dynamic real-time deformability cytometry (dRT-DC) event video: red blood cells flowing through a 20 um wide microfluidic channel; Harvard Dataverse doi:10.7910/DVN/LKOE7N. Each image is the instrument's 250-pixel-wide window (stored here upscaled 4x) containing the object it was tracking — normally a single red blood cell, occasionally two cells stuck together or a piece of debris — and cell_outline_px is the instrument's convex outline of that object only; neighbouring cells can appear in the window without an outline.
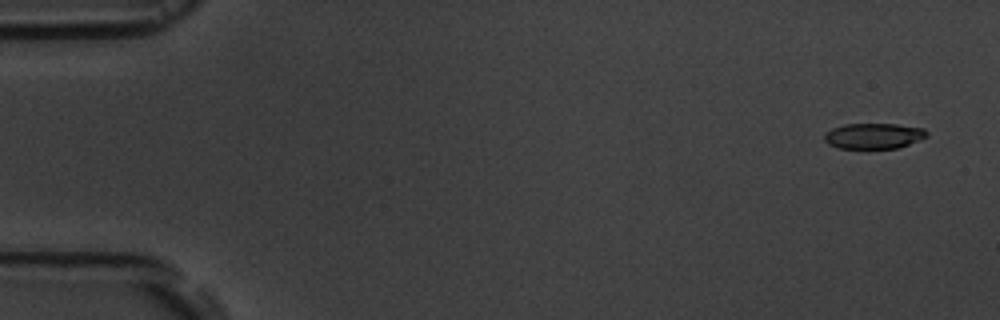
{"species": "common noctule bat (a hibernating species)", "species_latin": "Nyctalus noctula", "temperature_condition": "room temperature", "stored_images_in_passage": 5, "camera_frame_rate_fps": 3000, "um_per_image_px": 0.085, "animal": {"sex": "male", "body_mass_g": 19.5, "forearm_length_mm": 54.6}, "frame": {"image": 1, "passage_image": 1, "time_ms": 0.0, "image_size_px": [1000, 320], "cell_outline_px": [[928, 136], [920, 140], [896, 148], [840, 148], [828, 144], [824, 140], [824, 132], [832, 128], [844, 124], [896, 124], [924, 128], [928, 132]], "centroid_in_image_um": [74.25, 11.54], "position_along_channel_um": 10.7, "area_um2": 15.32}}
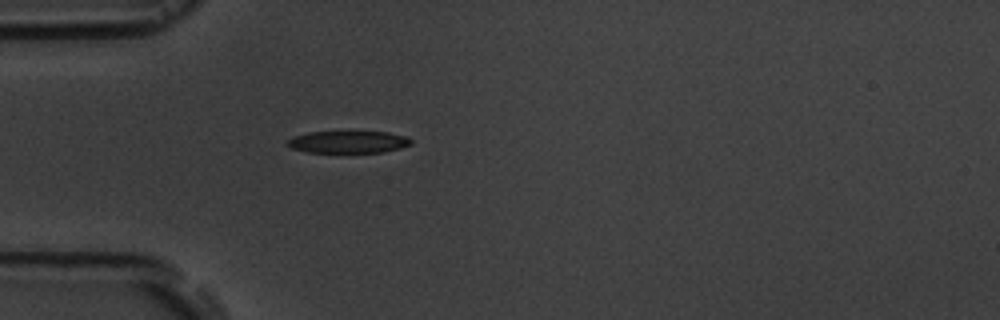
{"frame": {"image": 2, "passage_image": 5, "time_ms": 4.667, "image_size_px": [1000, 320], "cell_outline_px": [[412, 144], [400, 148], [384, 152], [308, 152], [292, 148], [284, 144], [292, 136], [308, 132], [388, 132], [408, 136], [412, 140]], "centroid_in_image_um": [29.61, 12.06], "position_along_channel_um": 55.4, "area_um2": 16.01}}